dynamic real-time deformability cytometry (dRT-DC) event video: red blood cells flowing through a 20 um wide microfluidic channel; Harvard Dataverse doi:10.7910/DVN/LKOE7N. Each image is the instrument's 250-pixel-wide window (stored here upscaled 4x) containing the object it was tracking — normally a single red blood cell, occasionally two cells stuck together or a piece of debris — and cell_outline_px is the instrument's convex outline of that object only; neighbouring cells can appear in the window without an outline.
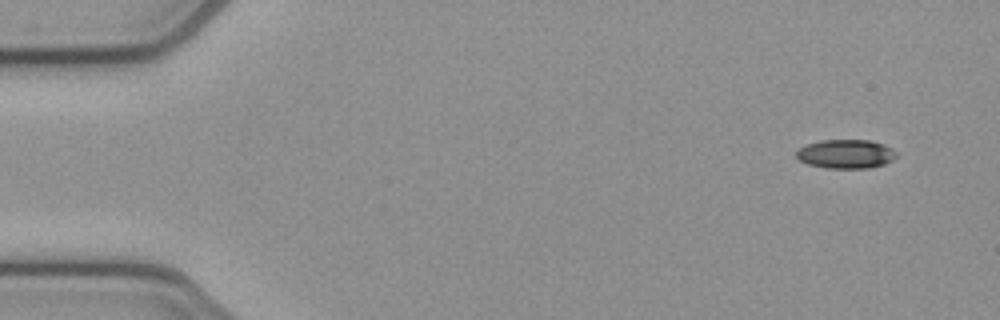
{"species": "common noctule bat (a hibernating species)", "species_latin": "Nyctalus noctula", "temperature_condition": "cold", "stored_images_in_passage": 50, "camera_frame_rate_fps": 3000, "um_per_image_px": 0.085, "animal": {"sex": "female", "body_mass_g": 21.9}, "frame": {"image": 1, "passage_image": 1, "time_ms": 0.0, "image_size_px": [1000, 320], "cell_outline_px": [[896, 156], [892, 160], [884, 164], [868, 168], [828, 168], [808, 164], [800, 160], [796, 156], [796, 152], [800, 148], [808, 144], [824, 140], [868, 140], [884, 144], [892, 148], [896, 152]], "centroid_in_image_um": [71.92, 13.09], "position_along_channel_um": 13.1, "area_um2": 16.7}}
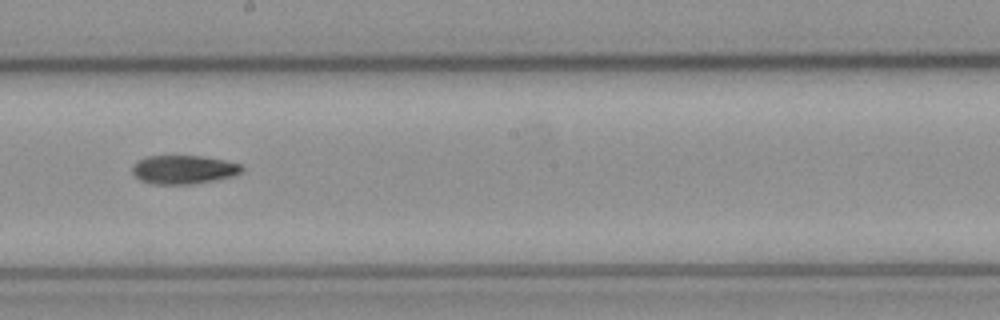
{"frame": {"image": 2, "passage_image": 27, "time_ms": 8.667, "image_size_px": [1000, 320], "cell_outline_px": [[244, 172], [232, 176], [216, 180], [192, 184], [152, 184], [140, 180], [132, 172], [132, 164], [136, 160], [144, 156], [200, 156], [224, 160], [240, 164], [244, 168]], "centroid_in_image_um": [15.59, 14.41], "position_along_channel_um": 232.6, "area_um2": 18.5}}
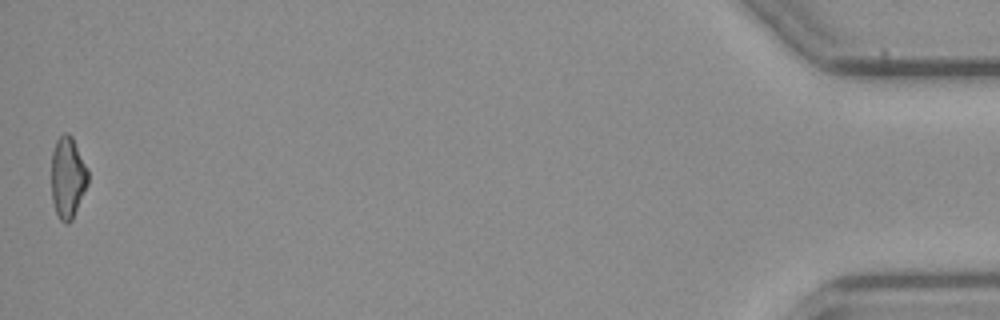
{"frame": {"image": 3, "passage_image": 50, "time_ms": 16.333, "image_size_px": [1000, 320], "cell_outline_px": [[88, 184], [72, 220], [68, 224], [64, 224], [60, 220], [56, 212], [52, 200], [52, 152], [56, 140], [64, 132], [68, 132], [72, 136], [88, 168]], "centroid_in_image_um": [5.77, 15.08], "position_along_channel_um": 429.4, "area_um2": 17.51}, "authors_computed_cell_mechanics": {"area_um2": 17.9758, "velocity_mm_per_s": 3.8813, "shape_relaxation_time_tau1_ms": 8.0601, "shape_relaxation_time_tau2_ms": null, "deformation_change_tau1": 0.2006, "deformation_change_tau2": null}}